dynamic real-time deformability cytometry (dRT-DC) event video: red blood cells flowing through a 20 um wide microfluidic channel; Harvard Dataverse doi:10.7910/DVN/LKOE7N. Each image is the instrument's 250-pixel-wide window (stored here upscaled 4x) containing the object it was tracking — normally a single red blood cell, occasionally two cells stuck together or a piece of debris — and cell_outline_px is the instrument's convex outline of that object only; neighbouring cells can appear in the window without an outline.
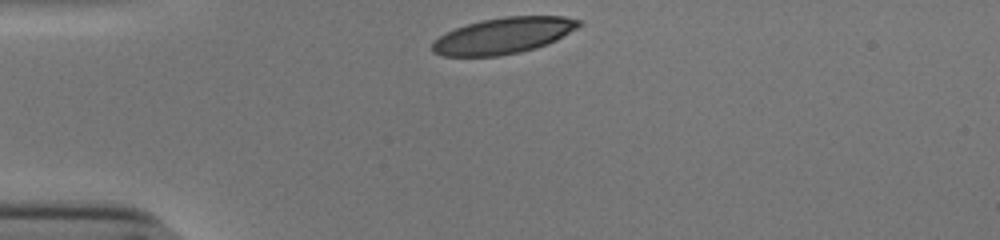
{"species": "human", "species_latin": "Homo sapiens", "temperature_condition": "cold", "stored_images_in_passage": 30, "camera_frame_rate_fps": 3000, "um_per_image_px": 0.085, "donor": {"sex": "male"}, "frame": {"image": 1, "passage_image": 1, "time_ms": 0.0, "image_size_px": [1000, 240], "cell_outline_px": [[584, 24], [556, 40], [548, 44], [536, 48], [520, 52], [500, 56], [444, 56], [432, 52], [432, 44], [440, 36], [456, 28], [468, 24], [484, 20], [504, 16], [564, 16], [580, 20]], "centroid_in_image_um": [42.83, 3.03], "position_along_channel_um": 42.2, "area_um2": 30.75}}
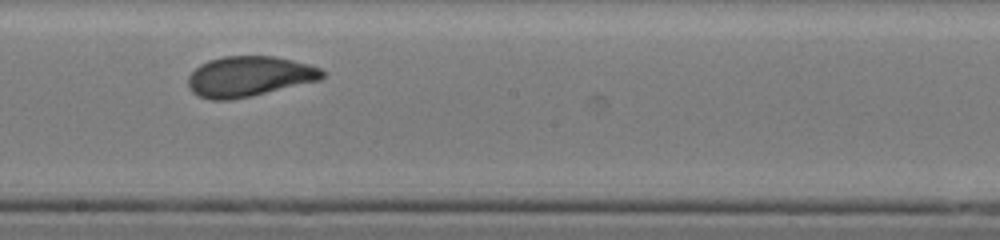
{"frame": {"image": 2, "passage_image": 18, "time_ms": 5.667, "image_size_px": [1000, 240], "cell_outline_px": [[324, 76], [320, 80], [252, 96], [232, 100], [212, 100], [200, 96], [192, 92], [188, 84], [188, 76], [200, 64], [208, 60], [224, 56], [276, 56], [308, 64], [320, 68], [324, 72]], "centroid_in_image_um": [21.17, 6.5], "position_along_channel_um": 227.0, "area_um2": 31.56}}
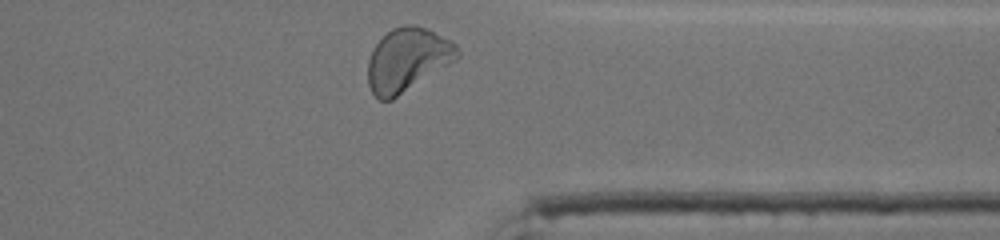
{"frame": {"image": 3, "passage_image": 30, "time_ms": 9.667, "image_size_px": [1000, 240], "cell_outline_px": [[460, 56], [456, 60], [392, 100], [380, 100], [372, 92], [368, 84], [368, 60], [372, 48], [392, 28], [404, 24], [416, 24], [452, 40], [456, 44], [460, 52]], "centroid_in_image_um": [34.64, 5.06], "position_along_channel_um": 376.8, "area_um2": 33.12}, "authors_computed_cell_mechanics": {"area_um2": 31.6455, "velocity_mm_per_s": 3.8141, "shape_relaxation_time_tau1_ms": 3.8211, "shape_relaxation_time_tau2_ms": 0.8842, "deformation_change_tau1": 0.1671, "deformation_change_tau2": 0.0646}}